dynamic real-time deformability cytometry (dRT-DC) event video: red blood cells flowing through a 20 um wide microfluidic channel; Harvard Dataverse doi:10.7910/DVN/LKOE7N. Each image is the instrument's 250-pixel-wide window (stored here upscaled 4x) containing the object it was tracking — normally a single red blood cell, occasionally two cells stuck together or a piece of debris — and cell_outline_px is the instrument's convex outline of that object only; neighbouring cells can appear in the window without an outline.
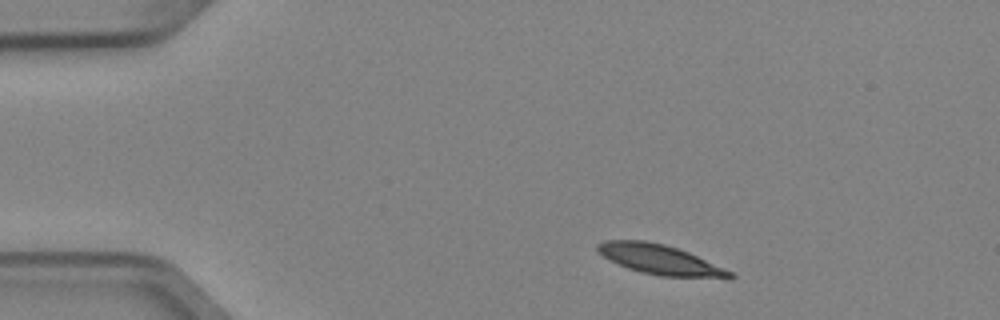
{"species": "Egyptian fruit bat (a non-hibernating species)", "species_latin": "Rousettus aegyptiacus", "temperature_condition": "cold", "stored_images_in_passage": 4, "camera_frame_rate_fps": 3000, "um_per_image_px": 0.085, "animal": {"sex": "female"}, "frame": {"image": 1, "passage_image": 1, "time_ms": 0.0, "image_size_px": [1000, 320], "cell_outline_px": [[736, 276], [732, 280], [728, 280], [660, 276], [640, 272], [628, 268], [604, 256], [596, 248], [596, 244], [604, 240], [644, 240], [664, 244], [688, 252], [724, 268], [732, 272]], "centroid_in_image_um": [56.2, 22.1], "position_along_channel_um": 28.8, "area_um2": 23.24}}
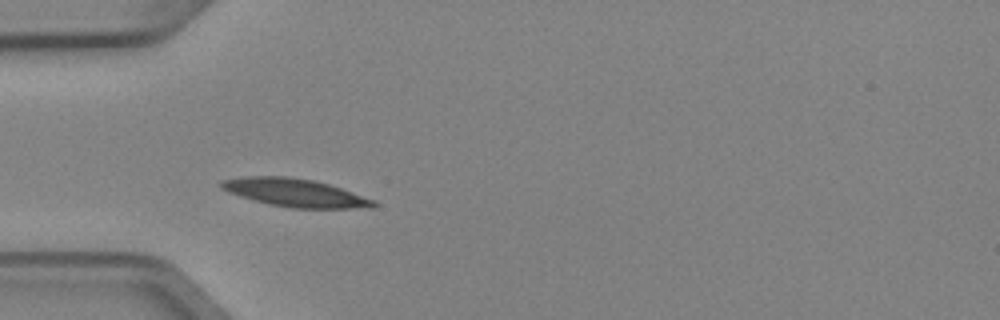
{"frame": {"image": 2, "passage_image": 3, "time_ms": 0.667, "image_size_px": [1000, 320], "cell_outline_px": [[380, 204], [376, 208], [292, 208], [268, 204], [252, 200], [228, 192], [220, 188], [216, 184], [220, 180], [244, 176], [288, 176], [312, 180], [328, 184], [376, 200]], "centroid_in_image_um": [25.06, 16.38], "position_along_channel_um": 59.9, "area_um2": 25.2}}
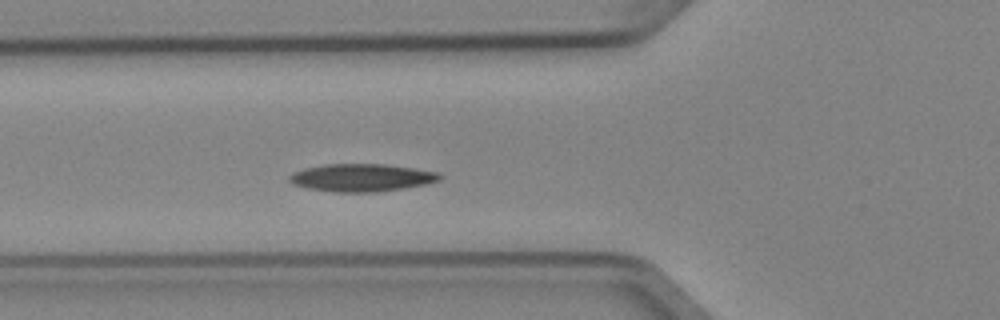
{"frame": {"image": 3, "passage_image": 4, "time_ms": 1.0, "image_size_px": [1000, 320], "cell_outline_px": [[444, 176], [440, 180], [424, 184], [404, 188], [376, 192], [336, 192], [304, 188], [292, 184], [288, 180], [288, 176], [292, 172], [304, 168], [324, 164], [384, 164], [440, 172]], "centroid_in_image_um": [30.7, 15.1], "position_along_channel_um": 95.1, "area_um2": 24.45}}